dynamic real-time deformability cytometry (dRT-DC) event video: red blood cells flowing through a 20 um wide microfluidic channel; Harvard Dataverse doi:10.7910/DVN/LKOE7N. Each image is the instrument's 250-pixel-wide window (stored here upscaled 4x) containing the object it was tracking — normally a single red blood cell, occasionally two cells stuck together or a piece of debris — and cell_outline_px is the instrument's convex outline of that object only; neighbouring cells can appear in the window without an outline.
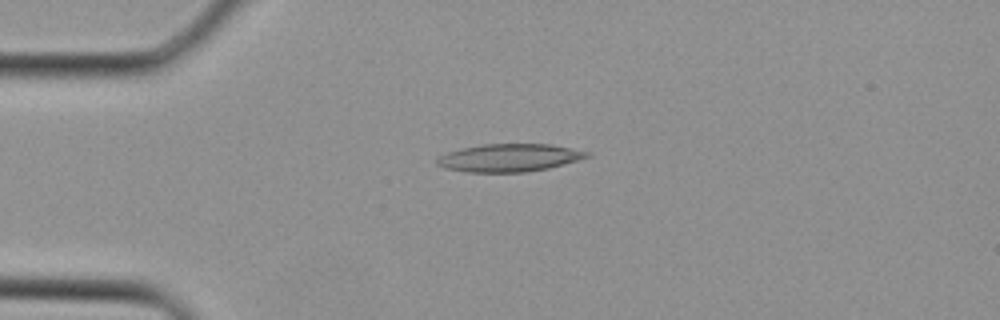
{"species": "Egyptian fruit bat (a non-hibernating species)", "species_latin": "Rousettus aegyptiacus", "temperature_condition": "cold", "stored_images_in_passage": 28, "camera_frame_rate_fps": 3000, "um_per_image_px": 0.085, "animal": {"sex": "female"}, "frame": {"image": 1, "passage_image": 2, "time_ms": 0.333, "image_size_px": [1000, 320], "cell_outline_px": [[592, 156], [548, 168], [524, 172], [468, 172], [444, 168], [436, 164], [436, 160], [440, 156], [448, 152], [460, 148], [484, 144], [548, 144], [592, 152]], "centroid_in_image_um": [43.29, 13.41], "position_along_channel_um": 41.7, "area_um2": 24.22}}
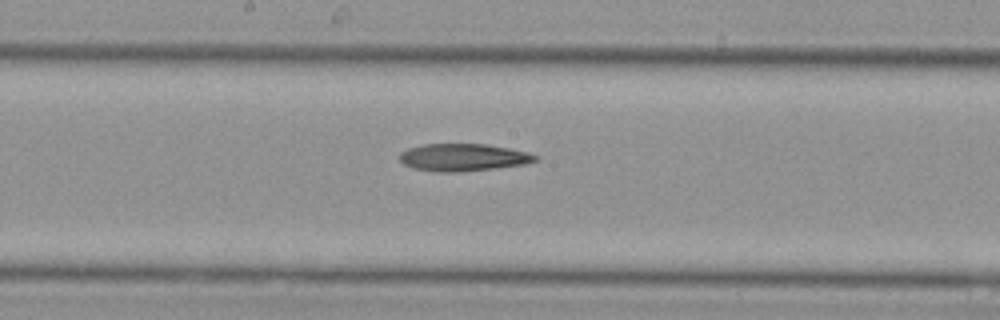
{"frame": {"image": 2, "passage_image": 12, "time_ms": 3.667, "image_size_px": [1000, 320], "cell_outline_px": [[536, 160], [524, 164], [492, 168], [456, 172], [436, 172], [412, 168], [404, 164], [400, 160], [400, 152], [408, 148], [424, 144], [484, 144], [508, 148], [528, 152], [536, 156]], "centroid_in_image_um": [39.31, 13.37], "position_along_channel_um": 208.9, "area_um2": 21.39}}
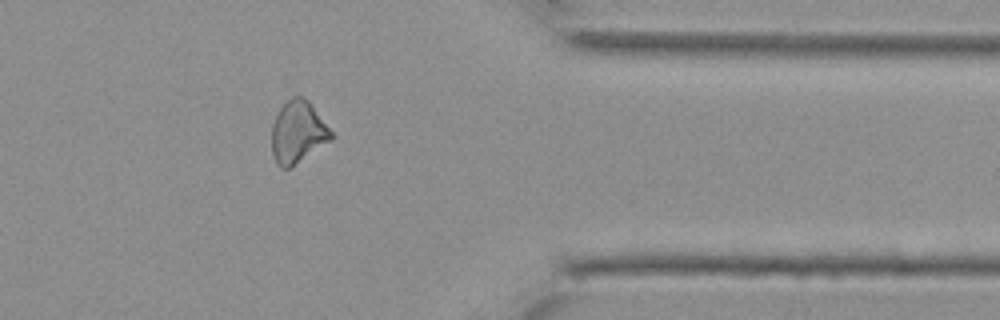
{"frame": {"image": 3, "passage_image": 22, "time_ms": 7.0, "image_size_px": [1000, 320], "cell_outline_px": [[332, 140], [292, 168], [280, 168], [276, 164], [272, 156], [272, 124], [276, 112], [292, 96], [304, 96], [308, 100], [332, 132]], "centroid_in_image_um": [25.29, 11.27], "position_along_channel_um": 386.1, "area_um2": 21.79}}